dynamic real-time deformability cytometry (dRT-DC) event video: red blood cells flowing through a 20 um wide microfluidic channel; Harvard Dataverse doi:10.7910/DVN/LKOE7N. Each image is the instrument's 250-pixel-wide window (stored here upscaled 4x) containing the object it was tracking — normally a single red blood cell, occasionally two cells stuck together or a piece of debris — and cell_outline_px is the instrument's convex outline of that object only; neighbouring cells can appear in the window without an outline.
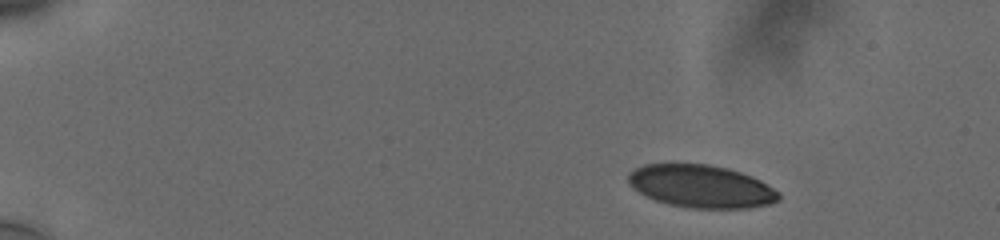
{"species": "human", "species_latin": "Homo sapiens", "temperature_condition": "cold", "stored_images_in_passage": 49, "camera_frame_rate_fps": 3000, "um_per_image_px": 0.085, "donor": {"sex": "male"}, "frame": {"image": 1, "passage_image": 1, "time_ms": 0.0, "image_size_px": [1000, 240], "cell_outline_px": [[780, 200], [768, 204], [748, 208], [692, 208], [668, 204], [656, 200], [632, 188], [628, 184], [628, 172], [644, 164], [708, 164], [728, 168], [752, 176], [760, 180], [780, 192]], "centroid_in_image_um": [59.6, 15.83], "position_along_channel_um": 25.4, "area_um2": 37.45}}
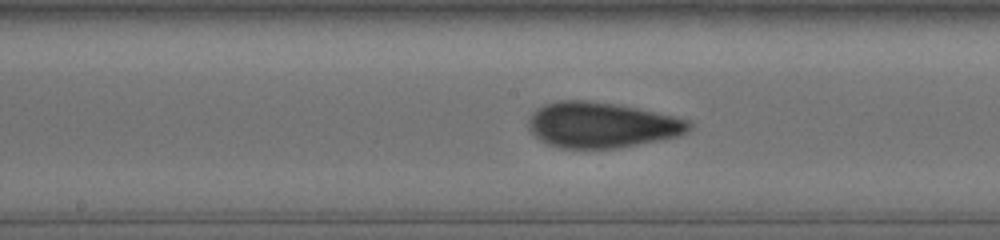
{"frame": {"image": 2, "passage_image": 24, "time_ms": 7.667, "image_size_px": [1000, 240], "cell_outline_px": [[692, 128], [676, 136], [616, 148], [560, 148], [548, 144], [540, 140], [528, 128], [528, 120], [532, 112], [536, 108], [544, 104], [556, 100], [588, 100], [620, 104], [640, 108], [688, 120], [692, 124]], "centroid_in_image_um": [51.08, 10.6], "position_along_channel_um": 197.1, "area_um2": 42.6}}
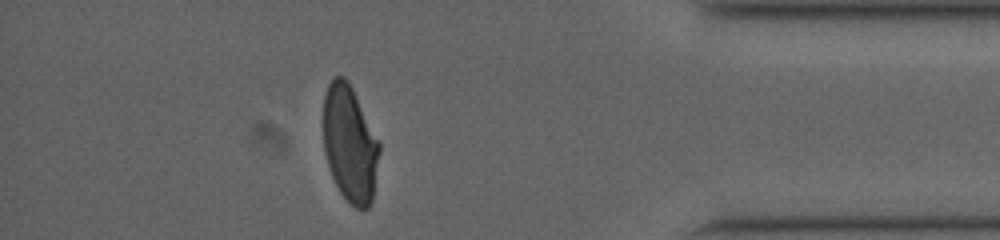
{"frame": {"image": 3, "passage_image": 43, "time_ms": 14.0, "image_size_px": [1000, 240], "cell_outline_px": [[380, 152], [372, 200], [368, 208], [356, 208], [340, 192], [332, 176], [328, 164], [324, 148], [324, 96], [328, 84], [336, 76], [344, 76], [348, 80], [380, 140]], "centroid_in_image_um": [29.76, 12.2], "position_along_channel_um": 405.4, "area_um2": 37.97}, "authors_computed_cell_mechanics": {"area_um2": 40.5178, "velocity_mm_per_s": 3.7613, "shape_relaxation_time_tau1_ms": 9.8924, "shape_relaxation_time_tau2_ms": 0.9307, "deformation_change_tau1": 0.2206, "deformation_change_tau2": 0.0716}}